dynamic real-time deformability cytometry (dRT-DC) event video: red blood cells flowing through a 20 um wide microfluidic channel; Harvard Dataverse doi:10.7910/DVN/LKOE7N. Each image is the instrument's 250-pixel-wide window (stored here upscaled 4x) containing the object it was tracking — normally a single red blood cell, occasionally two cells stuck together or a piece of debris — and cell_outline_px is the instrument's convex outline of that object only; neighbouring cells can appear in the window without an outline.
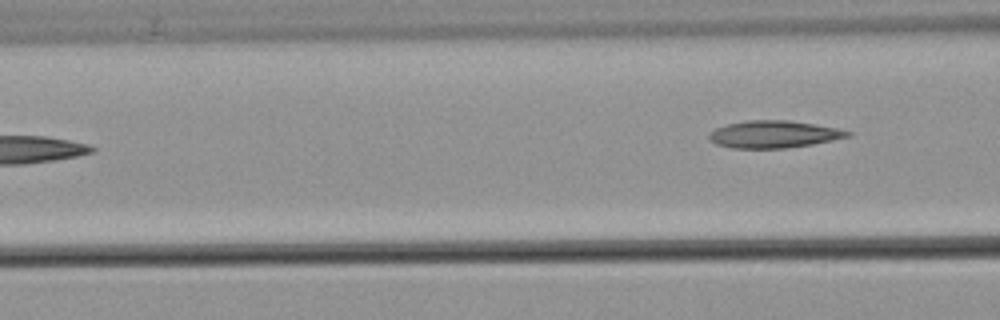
{"species": "common noctule bat (a hibernating species)", "species_latin": "Nyctalus noctula", "temperature_condition": "warm", "stored_images_in_passage": 7, "camera_frame_rate_fps": 3000, "um_per_image_px": 0.085, "animal": {"sex": "male", "body_mass_g": 21.5, "forearm_length_mm": 52.0}, "frame": {"image": 1, "passage_image": 7, "time_ms": 7.667, "image_size_px": [1000, 320], "cell_outline_px": [[852, 132], [848, 136], [832, 140], [812, 144], [784, 148], [732, 148], [716, 144], [708, 136], [716, 128], [728, 124], [748, 120], [788, 120], [836, 128]], "centroid_in_image_um": [65.75, 11.41], "position_along_channel_um": 100.8, "area_um2": 21.56}}